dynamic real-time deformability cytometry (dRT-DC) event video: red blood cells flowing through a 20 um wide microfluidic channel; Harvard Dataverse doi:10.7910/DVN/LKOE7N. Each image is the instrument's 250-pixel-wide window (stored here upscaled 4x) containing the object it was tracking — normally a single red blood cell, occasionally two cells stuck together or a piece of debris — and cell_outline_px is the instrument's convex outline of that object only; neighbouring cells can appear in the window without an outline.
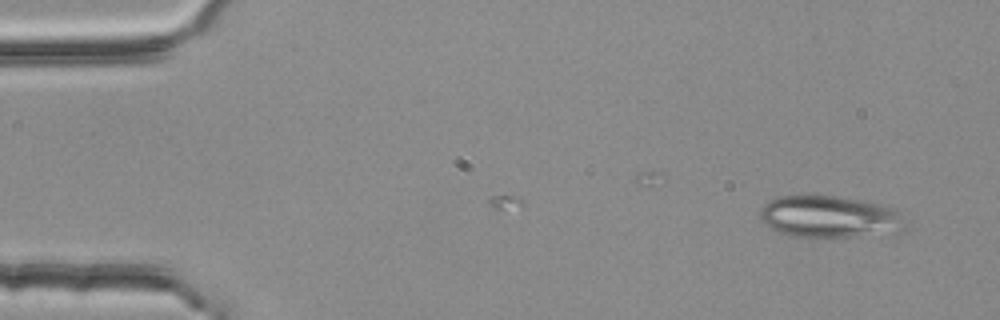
{"species": "common noctule bat (a hibernating species)", "species_latin": "Nyctalus noctula", "temperature_condition": "room temperature", "stored_images_in_passage": 15, "camera_frame_rate_fps": 3000, "um_per_image_px": 0.085, "animal": {"sex": "female", "body_mass_g": 25.1}, "frame": {"image": 1, "passage_image": 15, "time_ms": 4.667, "image_size_px": [1000, 320], "cell_outline_px": [[908, 228], [904, 232], [812, 240], [792, 236], [780, 232], [764, 224], [760, 216], [760, 208], [764, 204], [780, 196], [832, 196], [856, 200], [876, 204], [892, 208], [896, 212]], "centroid_in_image_um": [70.49, 18.49], "position_along_channel_um": 14.5, "area_um2": 35.72}}